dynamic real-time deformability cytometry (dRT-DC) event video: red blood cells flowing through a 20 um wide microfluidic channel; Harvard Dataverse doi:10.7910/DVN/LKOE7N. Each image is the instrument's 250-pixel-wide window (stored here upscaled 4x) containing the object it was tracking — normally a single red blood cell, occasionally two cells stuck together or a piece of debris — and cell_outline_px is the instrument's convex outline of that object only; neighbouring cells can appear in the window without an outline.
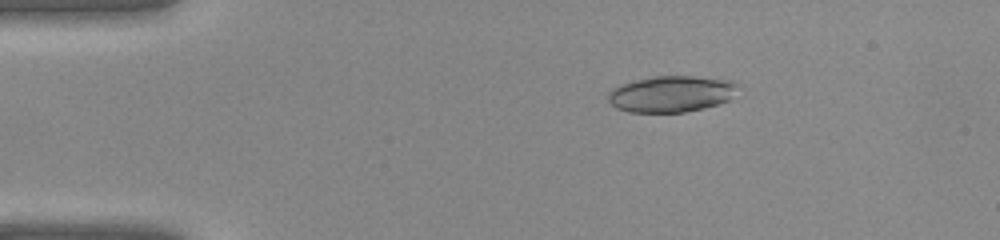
{"species": "common noctule bat (a hibernating species)", "species_latin": "Nyctalus noctula", "temperature_condition": "warm", "stored_images_in_passage": 40, "camera_frame_rate_fps": 3000, "um_per_image_px": 0.085, "animal": {"sex": "female", "body_mass_g": 22.0, "forearm_length_mm": 56.7}, "frame": {"image": 1, "passage_image": 7, "time_ms": 2.0, "image_size_px": [1000, 240], "cell_outline_px": [[740, 84], [728, 100], [704, 108], [684, 112], [628, 112], [616, 108], [608, 100], [608, 92], [612, 88], [620, 84], [652, 76], [692, 76], [732, 80]], "centroid_in_image_um": [57.03, 7.97], "position_along_channel_um": 28.0, "area_um2": 27.46}}
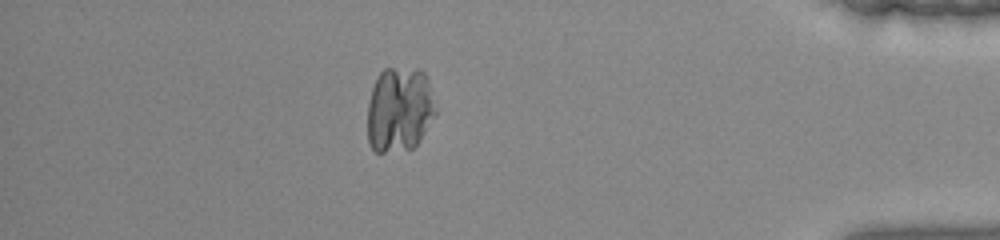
{"frame": {"image": 2, "passage_image": 35, "time_ms": 11.333, "image_size_px": [1000, 240], "cell_outline_px": [[436, 112], [420, 140], [412, 148], [384, 152], [376, 152], [368, 144], [368, 104], [372, 88], [376, 76], [384, 68], [420, 68], [428, 76]], "centroid_in_image_um": [33.94, 9.27], "position_along_channel_um": 401.3, "area_um2": 33.99}}